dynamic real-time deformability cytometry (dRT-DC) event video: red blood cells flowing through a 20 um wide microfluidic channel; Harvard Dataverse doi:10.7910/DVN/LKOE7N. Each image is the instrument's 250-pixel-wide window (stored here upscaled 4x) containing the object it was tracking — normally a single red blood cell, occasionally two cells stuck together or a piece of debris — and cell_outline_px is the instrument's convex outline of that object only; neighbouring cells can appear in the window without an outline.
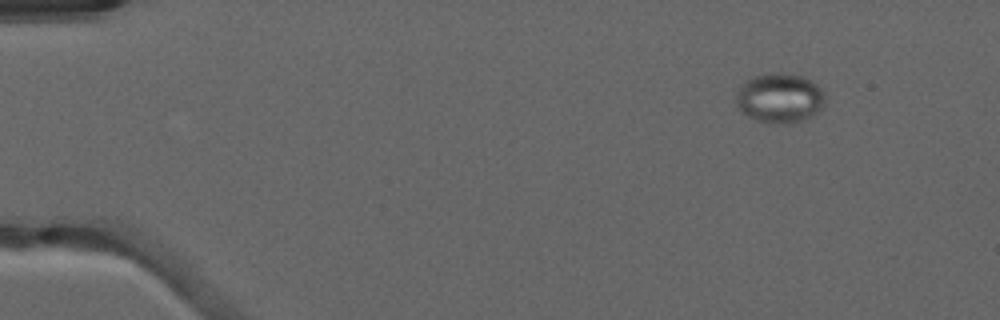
{"species": "common noctule bat (a hibernating species)", "species_latin": "Nyctalus noctula", "temperature_condition": "warm", "stored_images_in_passage": 52, "camera_frame_rate_fps": 3000, "um_per_image_px": 0.085, "animal": {"sex": "male", "forearm_length_mm": 52.5}, "frame": {"image": 1, "passage_image": 7, "time_ms": 2.0, "image_size_px": [1000, 320], "cell_outline_px": [[824, 104], [808, 120], [792, 124], [776, 124], [760, 120], [748, 116], [736, 104], [736, 92], [752, 76], [772, 72], [780, 72], [804, 76], [812, 80], [824, 92]], "centroid_in_image_um": [66.31, 8.33], "position_along_channel_um": 18.7, "area_um2": 25.89}}
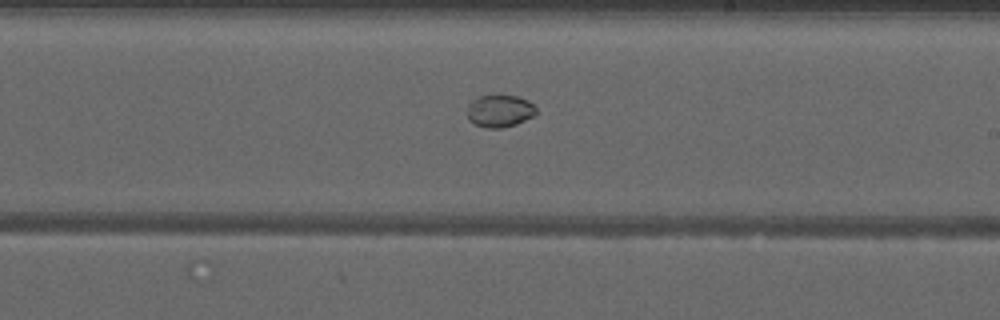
{"frame": {"image": 2, "passage_image": 32, "time_ms": 10.333, "image_size_px": [1000, 320], "cell_outline_px": [[536, 112], [532, 116], [516, 124], [500, 128], [488, 128], [476, 124], [468, 120], [468, 104], [472, 100], [480, 96], [516, 96], [528, 100], [536, 108]], "centroid_in_image_um": [42.46, 9.43], "position_along_channel_um": 246.5, "area_um2": 12.72}}
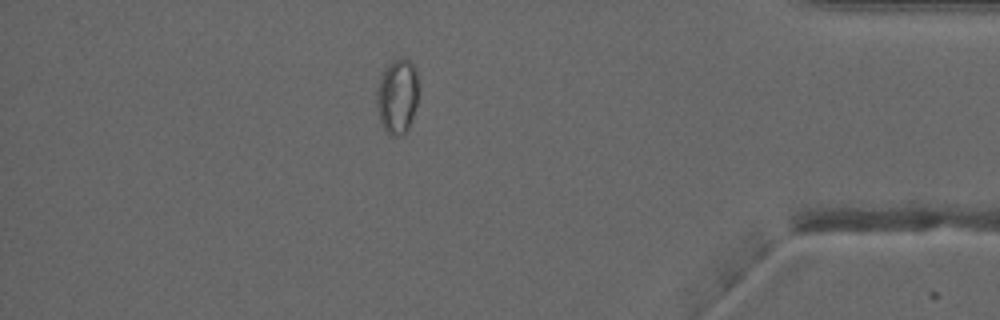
{"frame": {"image": 3, "passage_image": 46, "time_ms": 15.0, "image_size_px": [1000, 320], "cell_outline_px": [[416, 104], [408, 128], [400, 136], [392, 136], [384, 132], [380, 120], [376, 104], [376, 92], [380, 80], [388, 64], [392, 60], [404, 56], [416, 68]], "centroid_in_image_um": [33.74, 8.19], "position_along_channel_um": 401.5, "area_um2": 17.98}}